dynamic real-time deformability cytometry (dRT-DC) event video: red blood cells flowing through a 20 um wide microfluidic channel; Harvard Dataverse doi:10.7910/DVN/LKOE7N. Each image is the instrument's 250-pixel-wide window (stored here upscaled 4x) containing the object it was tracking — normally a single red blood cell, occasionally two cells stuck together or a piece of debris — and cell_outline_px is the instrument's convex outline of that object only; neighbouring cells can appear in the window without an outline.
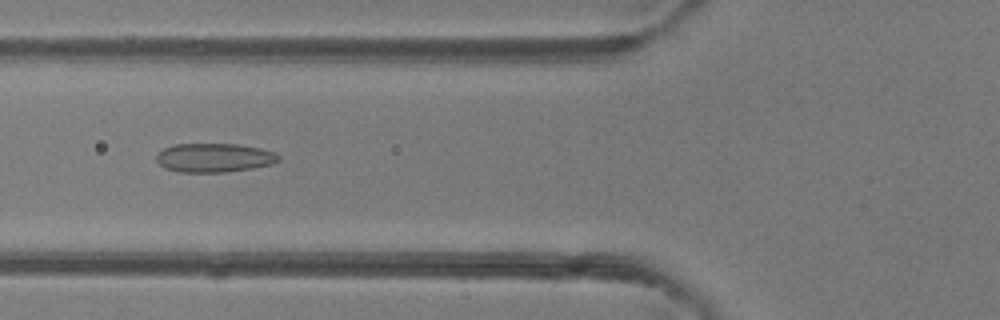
{"species": "common noctule bat (a hibernating species)", "species_latin": "Nyctalus noctula", "temperature_condition": "room temperature", "stored_images_in_passage": 3, "camera_frame_rate_fps": 3000, "um_per_image_px": 0.085, "animal": {"sex": "female"}, "frame": {"image": 1, "passage_image": 3, "time_ms": 0.667, "image_size_px": [1000, 320], "cell_outline_px": [[280, 160], [272, 164], [252, 168], [224, 172], [180, 172], [164, 168], [156, 160], [156, 156], [164, 148], [172, 144], [236, 144], [260, 148], [276, 152], [280, 156]], "centroid_in_image_um": [18.22, 13.4], "position_along_channel_um": 107.6, "area_um2": 20.63}}